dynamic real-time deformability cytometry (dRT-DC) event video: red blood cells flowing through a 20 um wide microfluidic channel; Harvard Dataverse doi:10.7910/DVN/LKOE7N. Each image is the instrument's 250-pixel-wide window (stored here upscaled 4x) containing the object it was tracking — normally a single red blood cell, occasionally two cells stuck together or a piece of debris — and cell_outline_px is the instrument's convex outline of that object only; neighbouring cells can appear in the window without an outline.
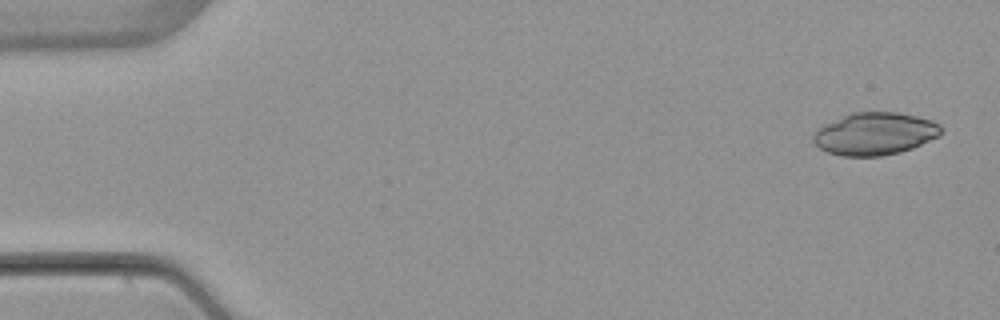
{"species": "common noctule bat (a hibernating species)", "species_latin": "Nyctalus noctula", "temperature_condition": "warm", "stored_images_in_passage": 6, "camera_frame_rate_fps": 3000, "um_per_image_px": 0.085, "animal": {"sex": "female", "body_mass_g": 22.7, "forearm_length_mm": 54.2}, "frame": {"image": 1, "passage_image": 1, "time_ms": 0.0, "image_size_px": [1000, 320], "cell_outline_px": [[944, 132], [912, 148], [900, 152], [880, 156], [844, 156], [828, 152], [820, 148], [812, 140], [812, 136], [824, 124], [852, 112], [900, 112], [932, 120], [940, 124]], "centroid_in_image_um": [74.37, 11.36], "position_along_channel_um": 10.6, "area_um2": 31.44}}